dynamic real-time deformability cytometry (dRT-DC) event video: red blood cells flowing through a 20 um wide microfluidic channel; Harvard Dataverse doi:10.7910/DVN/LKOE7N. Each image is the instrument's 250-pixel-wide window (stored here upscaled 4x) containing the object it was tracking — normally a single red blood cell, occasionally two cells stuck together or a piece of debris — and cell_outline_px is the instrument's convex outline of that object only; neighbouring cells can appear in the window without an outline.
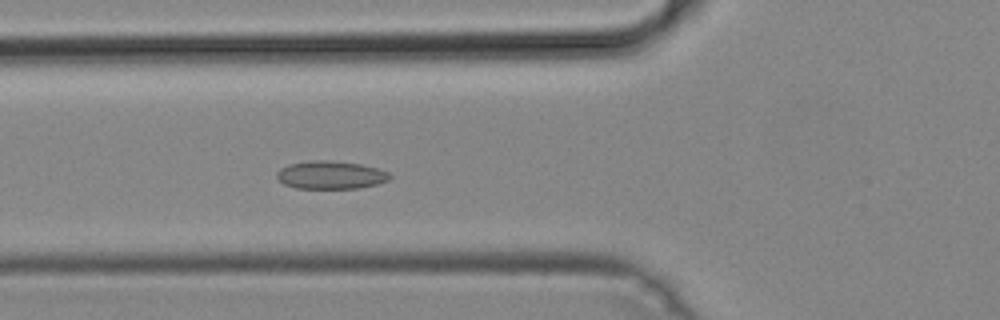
{"species": "common noctule bat (a hibernating species)", "species_latin": "Nyctalus noctula", "temperature_condition": "cold", "stored_images_in_passage": 40, "camera_frame_rate_fps": 3000, "um_per_image_px": 0.085, "animal": {"sex": "male", "body_mass_g": 19.2, "forearm_length_mm": 51.8}, "frame": {"image": 1, "passage_image": 10, "time_ms": 3.0, "image_size_px": [1000, 320], "cell_outline_px": [[392, 176], [388, 180], [376, 184], [360, 188], [296, 188], [284, 184], [276, 180], [276, 172], [280, 168], [288, 164], [308, 160], [328, 160], [360, 164], [376, 168], [388, 172]], "centroid_in_image_um": [28.05, 14.87], "position_along_channel_um": 97.7, "area_um2": 18.55}}
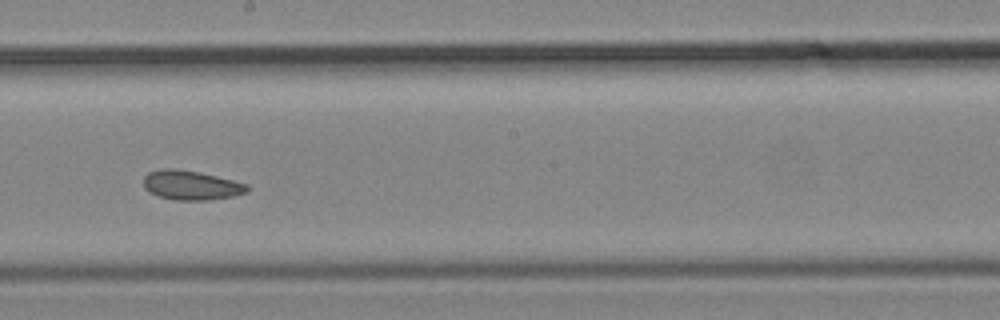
{"frame": {"image": 2, "passage_image": 20, "time_ms": 6.333, "image_size_px": [1000, 320], "cell_outline_px": [[248, 192], [232, 196], [208, 200], [176, 200], [160, 196], [144, 188], [144, 176], [148, 172], [160, 168], [172, 168], [200, 172], [248, 184]], "centroid_in_image_um": [16.24, 15.73], "position_along_channel_um": 232.0, "area_um2": 17.63}}
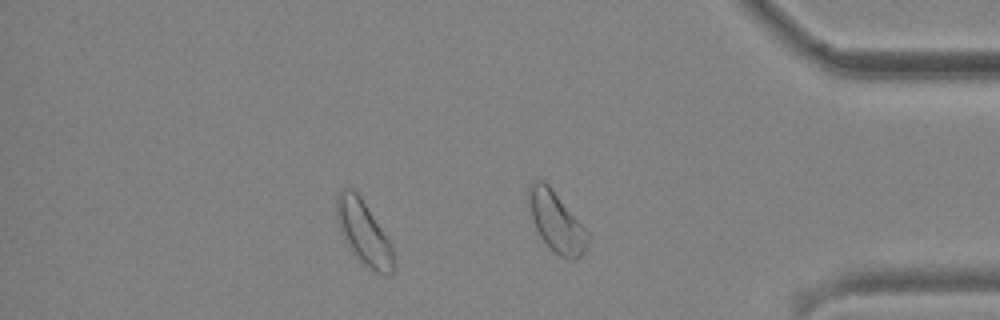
{"frame": {"image": 3, "passage_image": 33, "time_ms": 10.667, "image_size_px": [1000, 320], "cell_outline_px": [[392, 272], [388, 276], [384, 276], [376, 272], [364, 264], [352, 252], [344, 240], [340, 232], [336, 216], [336, 192], [340, 188], [352, 188], [360, 196], [392, 244]], "centroid_in_image_um": [30.86, 19.73], "position_along_channel_um": 404.3, "area_um2": 21.1}}